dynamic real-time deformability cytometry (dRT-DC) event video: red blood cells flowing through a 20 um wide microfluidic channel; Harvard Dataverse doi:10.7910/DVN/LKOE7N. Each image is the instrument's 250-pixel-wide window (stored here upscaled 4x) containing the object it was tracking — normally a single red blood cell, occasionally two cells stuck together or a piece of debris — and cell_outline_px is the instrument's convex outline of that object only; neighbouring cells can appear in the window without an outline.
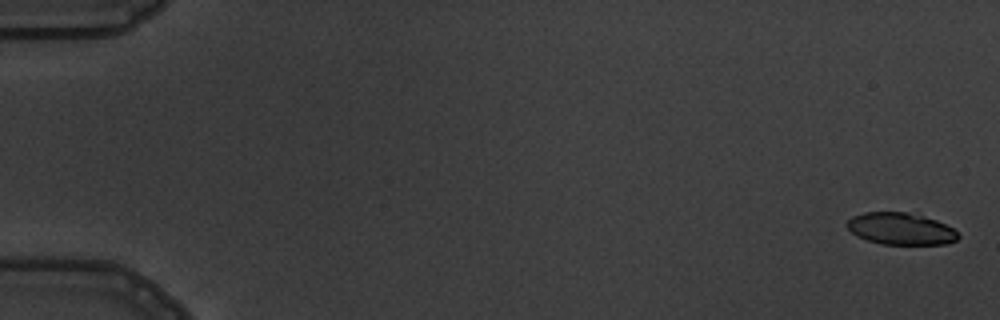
{"species": "common noctule bat (a hibernating species)", "species_latin": "Nyctalus noctula", "temperature_condition": "warm", "stored_images_in_passage": 6, "segment_of_instrument_passage": [1, 2], "camera_frame_rate_fps": 3000, "um_per_image_px": 0.085, "animal": {"sex": "male", "body_mass_g": 19.5, "forearm_length_mm": 54.6}, "frame": {"image": 1, "passage_image": 1, "time_ms": 0.0, "image_size_px": [1000, 320], "cell_outline_px": [[960, 236], [956, 240], [948, 244], [884, 244], [868, 240], [856, 236], [848, 228], [848, 220], [852, 216], [864, 212], [908, 212], [924, 216], [936, 220], [952, 228]], "centroid_in_image_um": [76.57, 19.44], "position_along_channel_um": 8.4, "area_um2": 20.52}}
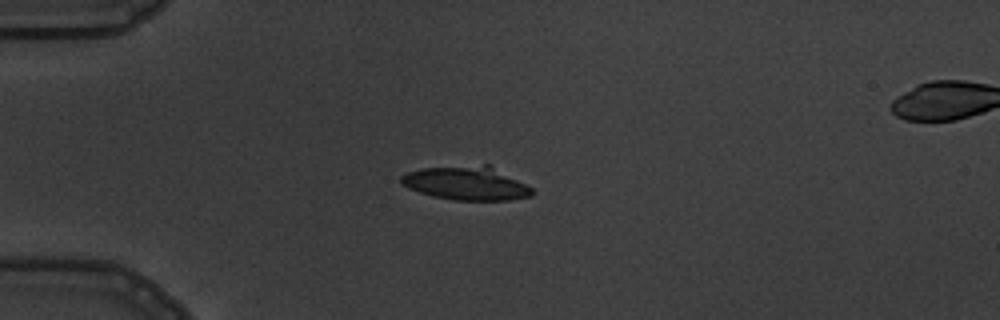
{"frame": {"image": 2, "passage_image": 5, "time_ms": 4.667, "image_size_px": [1000, 320], "cell_outline_px": [[532, 196], [508, 200], [456, 200], [436, 196], [420, 192], [408, 188], [400, 184], [400, 176], [408, 172], [424, 168], [484, 164], [488, 164], [532, 188]], "centroid_in_image_um": [39.62, 15.57], "position_along_channel_um": 45.4, "area_um2": 25.37}}